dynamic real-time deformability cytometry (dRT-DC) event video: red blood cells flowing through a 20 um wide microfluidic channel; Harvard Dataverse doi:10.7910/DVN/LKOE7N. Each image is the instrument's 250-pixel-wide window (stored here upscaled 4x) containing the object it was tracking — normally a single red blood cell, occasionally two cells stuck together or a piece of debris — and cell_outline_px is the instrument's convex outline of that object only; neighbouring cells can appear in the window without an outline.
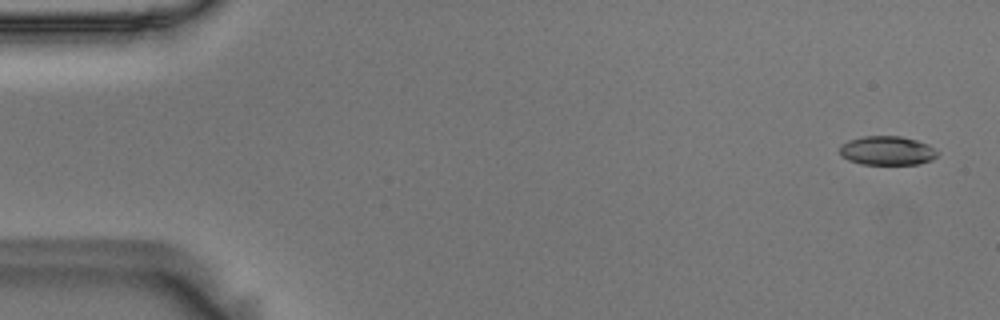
{"species": "Egyptian fruit bat (a non-hibernating species)", "species_latin": "Rousettus aegyptiacus", "temperature_condition": "room temperature", "stored_images_in_passage": 11, "camera_frame_rate_fps": 3000, "um_per_image_px": 0.085, "animal": {"sex": "male"}, "frame": {"image": 1, "passage_image": 2, "time_ms": 0.333, "image_size_px": [1000, 320], "cell_outline_px": [[940, 152], [932, 160], [916, 164], [860, 164], [848, 160], [840, 156], [840, 144], [848, 140], [864, 136], [900, 136], [916, 140], [928, 144]], "centroid_in_image_um": [75.39, 12.8], "position_along_channel_um": 9.6, "area_um2": 16.65}}